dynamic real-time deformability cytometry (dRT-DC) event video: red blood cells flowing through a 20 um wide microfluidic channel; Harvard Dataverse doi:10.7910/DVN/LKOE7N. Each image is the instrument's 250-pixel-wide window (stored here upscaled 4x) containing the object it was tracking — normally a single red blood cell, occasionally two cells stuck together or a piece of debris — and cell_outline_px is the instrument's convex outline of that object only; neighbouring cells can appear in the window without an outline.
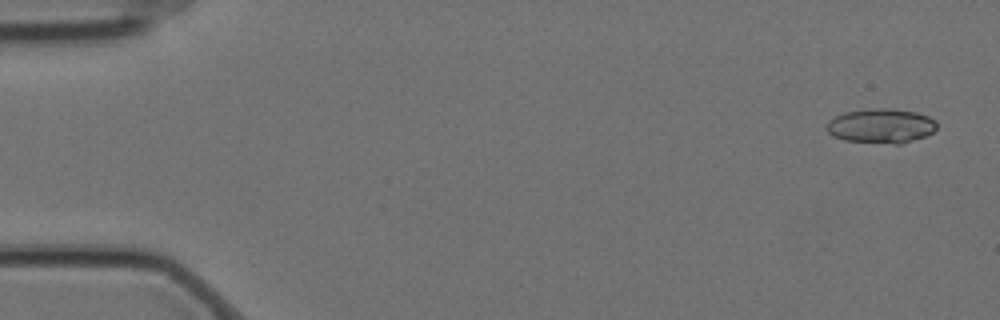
{"species": "Egyptian fruit bat (a non-hibernating species)", "species_latin": "Rousettus aegyptiacus", "temperature_condition": "cold", "stored_images_in_passage": 4, "camera_frame_rate_fps": 3000, "um_per_image_px": 0.085, "animal": {"sex": "female"}, "frame": {"image": 1, "passage_image": 1, "time_ms": 0.0, "image_size_px": [1000, 320], "cell_outline_px": [[936, 128], [932, 132], [924, 136], [900, 144], [896, 144], [844, 140], [832, 136], [828, 132], [828, 120], [844, 112], [872, 108], [892, 108], [916, 112], [928, 116], [936, 120]], "centroid_in_image_um": [74.89, 10.69], "position_along_channel_um": 10.1, "area_um2": 22.08}}